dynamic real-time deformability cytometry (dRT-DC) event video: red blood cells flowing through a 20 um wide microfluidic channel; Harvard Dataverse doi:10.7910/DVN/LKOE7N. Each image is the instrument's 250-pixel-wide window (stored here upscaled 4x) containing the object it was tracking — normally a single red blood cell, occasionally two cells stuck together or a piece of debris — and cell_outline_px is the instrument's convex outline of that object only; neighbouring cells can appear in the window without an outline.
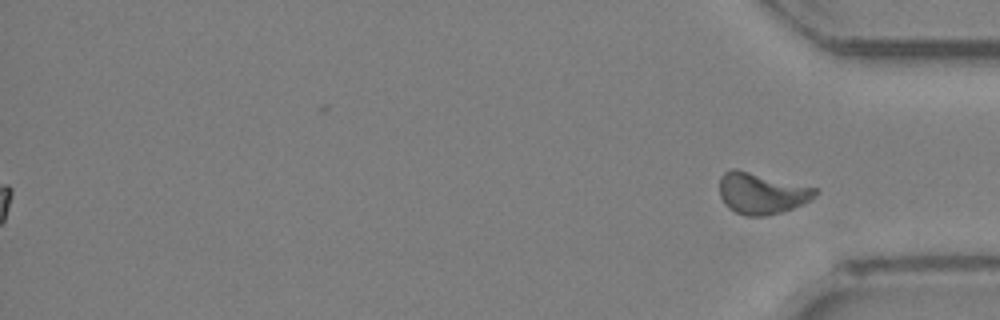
{"species": "Egyptian fruit bat (a non-hibernating species)", "species_latin": "Rousettus aegyptiacus", "temperature_condition": "room temperature", "stored_images_in_passage": 33, "segment_of_instrument_passage": [2, 2], "camera_frame_rate_fps": 3000, "um_per_image_px": 0.085, "animal": {"sex": "female"}, "frame": {"image": 1, "passage_image": 33, "time_ms": 10.667, "image_size_px": [1000, 320], "cell_outline_px": [[820, 192], [812, 200], [792, 208], [780, 212], [764, 216], [744, 216], [728, 208], [724, 204], [720, 196], [720, 176], [724, 172], [732, 168], [736, 168], [820, 188]], "centroid_in_image_um": [64.77, 16.41], "position_along_channel_um": 370.4, "area_um2": 23.47}}